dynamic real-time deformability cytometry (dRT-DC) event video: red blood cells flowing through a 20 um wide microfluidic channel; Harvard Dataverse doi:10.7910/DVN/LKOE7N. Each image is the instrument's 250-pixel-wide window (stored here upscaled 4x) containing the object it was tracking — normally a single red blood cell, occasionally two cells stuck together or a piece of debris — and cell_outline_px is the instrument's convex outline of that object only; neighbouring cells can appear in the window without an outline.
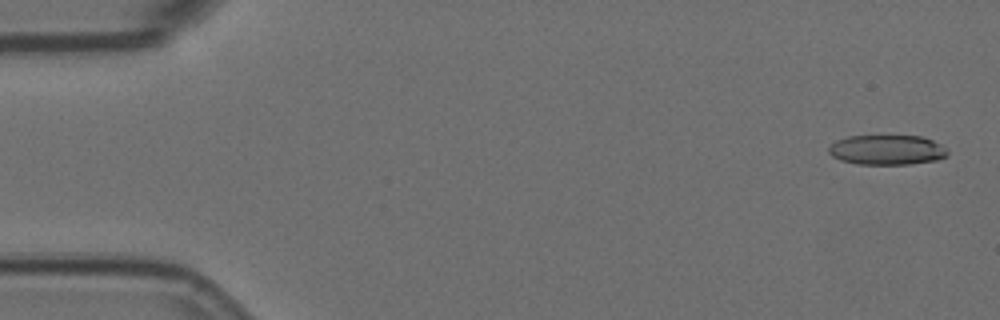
{"species": "Egyptian fruit bat (a non-hibernating species)", "species_latin": "Rousettus aegyptiacus", "temperature_condition": "room temperature", "stored_images_in_passage": 56, "camera_frame_rate_fps": 3000, "um_per_image_px": 0.085, "animal": {"sex": "female"}, "frame": {"image": 1, "passage_image": 2, "time_ms": 0.333, "image_size_px": [1000, 320], "cell_outline_px": [[948, 156], [936, 160], [908, 164], [860, 164], [840, 160], [832, 156], [828, 152], [828, 148], [836, 140], [848, 136], [924, 136], [948, 148]], "centroid_in_image_um": [75.41, 12.73], "position_along_channel_um": 9.6, "area_um2": 20.75}}
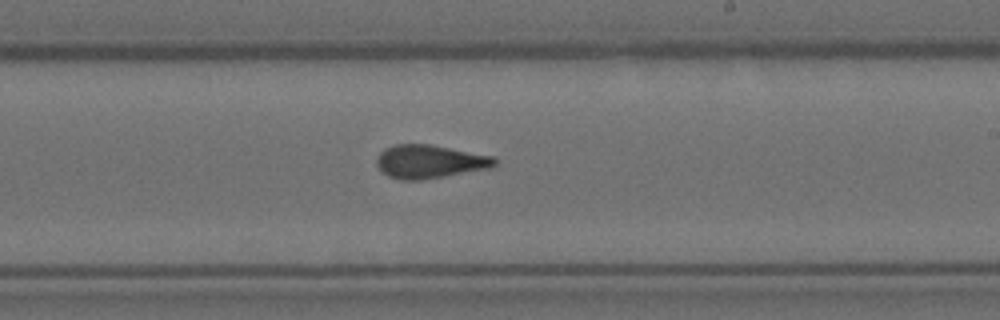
{"frame": {"image": 2, "passage_image": 33, "time_ms": 10.667, "image_size_px": [1000, 320], "cell_outline_px": [[496, 164], [492, 168], [420, 180], [400, 180], [388, 176], [376, 164], [376, 156], [384, 148], [396, 144], [432, 144], [492, 156], [496, 160]], "centroid_in_image_um": [36.5, 13.73], "position_along_channel_um": 252.5, "area_um2": 23.0}}
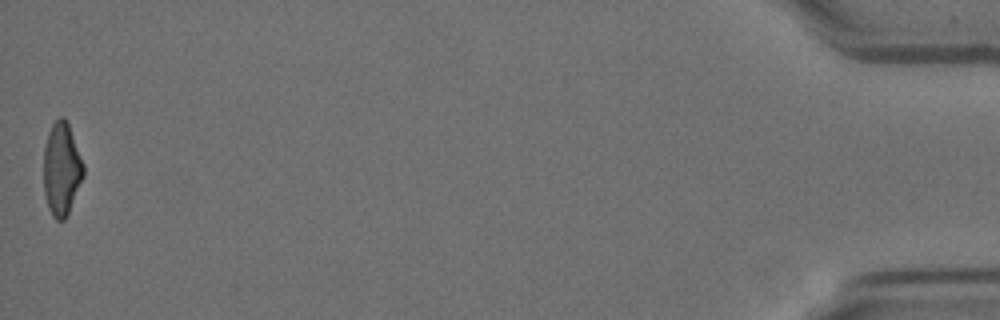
{"frame": {"image": 3, "passage_image": 56, "time_ms": 18.333, "image_size_px": [1000, 320], "cell_outline_px": [[84, 176], [68, 212], [64, 220], [56, 220], [52, 216], [48, 208], [44, 192], [44, 148], [48, 132], [52, 124], [60, 116], [64, 116], [68, 124], [84, 164]], "centroid_in_image_um": [5.23, 14.36], "position_along_channel_um": 430.0, "area_um2": 21.44}, "authors_computed_cell_mechanics": {"area_um2": 22.3108, "velocity_mm_per_s": 3.6024, "shape_relaxation_time_tau1_ms": null, "shape_relaxation_time_tau2_ms": 2.1605, "deformation_change_tau1": null, "deformation_change_tau2": 0.0959}}